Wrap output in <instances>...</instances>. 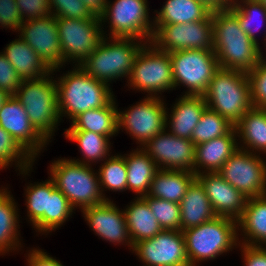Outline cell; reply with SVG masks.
<instances>
[{
  "mask_svg": "<svg viewBox=\"0 0 266 266\" xmlns=\"http://www.w3.org/2000/svg\"><path fill=\"white\" fill-rule=\"evenodd\" d=\"M142 149L156 163L158 169L186 170L194 173L195 145L189 139L167 133L165 129L147 141Z\"/></svg>",
  "mask_w": 266,
  "mask_h": 266,
  "instance_id": "obj_16",
  "label": "cell"
},
{
  "mask_svg": "<svg viewBox=\"0 0 266 266\" xmlns=\"http://www.w3.org/2000/svg\"><path fill=\"white\" fill-rule=\"evenodd\" d=\"M14 161L21 174L28 175L35 160L0 126V170Z\"/></svg>",
  "mask_w": 266,
  "mask_h": 266,
  "instance_id": "obj_37",
  "label": "cell"
},
{
  "mask_svg": "<svg viewBox=\"0 0 266 266\" xmlns=\"http://www.w3.org/2000/svg\"><path fill=\"white\" fill-rule=\"evenodd\" d=\"M28 266H64L42 249H31L28 254Z\"/></svg>",
  "mask_w": 266,
  "mask_h": 266,
  "instance_id": "obj_47",
  "label": "cell"
},
{
  "mask_svg": "<svg viewBox=\"0 0 266 266\" xmlns=\"http://www.w3.org/2000/svg\"><path fill=\"white\" fill-rule=\"evenodd\" d=\"M49 4L55 18L88 20L95 17L81 0H49Z\"/></svg>",
  "mask_w": 266,
  "mask_h": 266,
  "instance_id": "obj_41",
  "label": "cell"
},
{
  "mask_svg": "<svg viewBox=\"0 0 266 266\" xmlns=\"http://www.w3.org/2000/svg\"><path fill=\"white\" fill-rule=\"evenodd\" d=\"M213 52L220 68L250 72L260 62V46L242 30L229 9L212 10Z\"/></svg>",
  "mask_w": 266,
  "mask_h": 266,
  "instance_id": "obj_1",
  "label": "cell"
},
{
  "mask_svg": "<svg viewBox=\"0 0 266 266\" xmlns=\"http://www.w3.org/2000/svg\"><path fill=\"white\" fill-rule=\"evenodd\" d=\"M240 246L245 266H266V246Z\"/></svg>",
  "mask_w": 266,
  "mask_h": 266,
  "instance_id": "obj_46",
  "label": "cell"
},
{
  "mask_svg": "<svg viewBox=\"0 0 266 266\" xmlns=\"http://www.w3.org/2000/svg\"><path fill=\"white\" fill-rule=\"evenodd\" d=\"M236 229L237 220L216 216L199 226L182 231L190 266H196L199 261L213 260L239 245L236 243L239 240Z\"/></svg>",
  "mask_w": 266,
  "mask_h": 266,
  "instance_id": "obj_7",
  "label": "cell"
},
{
  "mask_svg": "<svg viewBox=\"0 0 266 266\" xmlns=\"http://www.w3.org/2000/svg\"><path fill=\"white\" fill-rule=\"evenodd\" d=\"M102 164L98 169L102 194L104 189L111 191L127 190V168L124 155L108 157Z\"/></svg>",
  "mask_w": 266,
  "mask_h": 266,
  "instance_id": "obj_38",
  "label": "cell"
},
{
  "mask_svg": "<svg viewBox=\"0 0 266 266\" xmlns=\"http://www.w3.org/2000/svg\"><path fill=\"white\" fill-rule=\"evenodd\" d=\"M163 230H181L180 205L148 195L143 197Z\"/></svg>",
  "mask_w": 266,
  "mask_h": 266,
  "instance_id": "obj_39",
  "label": "cell"
},
{
  "mask_svg": "<svg viewBox=\"0 0 266 266\" xmlns=\"http://www.w3.org/2000/svg\"><path fill=\"white\" fill-rule=\"evenodd\" d=\"M131 251H135L145 266H190L181 230H163L137 242Z\"/></svg>",
  "mask_w": 266,
  "mask_h": 266,
  "instance_id": "obj_15",
  "label": "cell"
},
{
  "mask_svg": "<svg viewBox=\"0 0 266 266\" xmlns=\"http://www.w3.org/2000/svg\"><path fill=\"white\" fill-rule=\"evenodd\" d=\"M237 226L238 229L240 226L238 231L242 230V236H245L239 244L266 245V195L247 199L243 214L237 220Z\"/></svg>",
  "mask_w": 266,
  "mask_h": 266,
  "instance_id": "obj_26",
  "label": "cell"
},
{
  "mask_svg": "<svg viewBox=\"0 0 266 266\" xmlns=\"http://www.w3.org/2000/svg\"><path fill=\"white\" fill-rule=\"evenodd\" d=\"M218 173L247 198L266 195V162L260 153L238 148Z\"/></svg>",
  "mask_w": 266,
  "mask_h": 266,
  "instance_id": "obj_13",
  "label": "cell"
},
{
  "mask_svg": "<svg viewBox=\"0 0 266 266\" xmlns=\"http://www.w3.org/2000/svg\"><path fill=\"white\" fill-rule=\"evenodd\" d=\"M74 208L67 200V197L55 188L49 197L48 204V233L59 228L69 216L72 215Z\"/></svg>",
  "mask_w": 266,
  "mask_h": 266,
  "instance_id": "obj_40",
  "label": "cell"
},
{
  "mask_svg": "<svg viewBox=\"0 0 266 266\" xmlns=\"http://www.w3.org/2000/svg\"><path fill=\"white\" fill-rule=\"evenodd\" d=\"M166 104L160 96H148L124 112H117L118 132L125 129L142 146L166 129ZM123 127V128H122Z\"/></svg>",
  "mask_w": 266,
  "mask_h": 266,
  "instance_id": "obj_14",
  "label": "cell"
},
{
  "mask_svg": "<svg viewBox=\"0 0 266 266\" xmlns=\"http://www.w3.org/2000/svg\"><path fill=\"white\" fill-rule=\"evenodd\" d=\"M124 158L127 168V190H132L139 197L148 195L151 182L158 170L156 163L142 148L124 155Z\"/></svg>",
  "mask_w": 266,
  "mask_h": 266,
  "instance_id": "obj_29",
  "label": "cell"
},
{
  "mask_svg": "<svg viewBox=\"0 0 266 266\" xmlns=\"http://www.w3.org/2000/svg\"><path fill=\"white\" fill-rule=\"evenodd\" d=\"M0 126L33 158L49 143L31 124L24 106L10 95L0 108Z\"/></svg>",
  "mask_w": 266,
  "mask_h": 266,
  "instance_id": "obj_18",
  "label": "cell"
},
{
  "mask_svg": "<svg viewBox=\"0 0 266 266\" xmlns=\"http://www.w3.org/2000/svg\"><path fill=\"white\" fill-rule=\"evenodd\" d=\"M9 96L5 90L0 89V108Z\"/></svg>",
  "mask_w": 266,
  "mask_h": 266,
  "instance_id": "obj_50",
  "label": "cell"
},
{
  "mask_svg": "<svg viewBox=\"0 0 266 266\" xmlns=\"http://www.w3.org/2000/svg\"><path fill=\"white\" fill-rule=\"evenodd\" d=\"M250 81L251 102L254 108H266V63L259 64L247 73Z\"/></svg>",
  "mask_w": 266,
  "mask_h": 266,
  "instance_id": "obj_42",
  "label": "cell"
},
{
  "mask_svg": "<svg viewBox=\"0 0 266 266\" xmlns=\"http://www.w3.org/2000/svg\"><path fill=\"white\" fill-rule=\"evenodd\" d=\"M206 108L203 95H182L174 104L171 114H166V128L168 125L170 128L168 132L191 140L193 130Z\"/></svg>",
  "mask_w": 266,
  "mask_h": 266,
  "instance_id": "obj_22",
  "label": "cell"
},
{
  "mask_svg": "<svg viewBox=\"0 0 266 266\" xmlns=\"http://www.w3.org/2000/svg\"><path fill=\"white\" fill-rule=\"evenodd\" d=\"M64 133L65 137L70 141L78 143L77 145L80 147L81 153L84 156L82 161L79 159L74 161L84 165H90V162L104 161L107 156H110V137L83 130H65Z\"/></svg>",
  "mask_w": 266,
  "mask_h": 266,
  "instance_id": "obj_34",
  "label": "cell"
},
{
  "mask_svg": "<svg viewBox=\"0 0 266 266\" xmlns=\"http://www.w3.org/2000/svg\"><path fill=\"white\" fill-rule=\"evenodd\" d=\"M237 137L243 141L240 149L255 154L266 153V110L252 107L235 125ZM245 146V147H244ZM246 148V149H245ZM249 148V149H248ZM252 149V150H251ZM258 151V152H257Z\"/></svg>",
  "mask_w": 266,
  "mask_h": 266,
  "instance_id": "obj_30",
  "label": "cell"
},
{
  "mask_svg": "<svg viewBox=\"0 0 266 266\" xmlns=\"http://www.w3.org/2000/svg\"><path fill=\"white\" fill-rule=\"evenodd\" d=\"M157 16L154 25L186 24L207 19L212 9L200 0H167Z\"/></svg>",
  "mask_w": 266,
  "mask_h": 266,
  "instance_id": "obj_27",
  "label": "cell"
},
{
  "mask_svg": "<svg viewBox=\"0 0 266 266\" xmlns=\"http://www.w3.org/2000/svg\"><path fill=\"white\" fill-rule=\"evenodd\" d=\"M118 108L113 99L107 106L80 113L72 120L71 127L65 130L92 131L112 137L118 133Z\"/></svg>",
  "mask_w": 266,
  "mask_h": 266,
  "instance_id": "obj_31",
  "label": "cell"
},
{
  "mask_svg": "<svg viewBox=\"0 0 266 266\" xmlns=\"http://www.w3.org/2000/svg\"><path fill=\"white\" fill-rule=\"evenodd\" d=\"M63 55V64L70 61L80 65L95 51L105 37L100 17L92 19L56 18ZM70 60V61H69Z\"/></svg>",
  "mask_w": 266,
  "mask_h": 266,
  "instance_id": "obj_11",
  "label": "cell"
},
{
  "mask_svg": "<svg viewBox=\"0 0 266 266\" xmlns=\"http://www.w3.org/2000/svg\"><path fill=\"white\" fill-rule=\"evenodd\" d=\"M217 216L238 220L246 206L247 197L235 189L218 172L196 175Z\"/></svg>",
  "mask_w": 266,
  "mask_h": 266,
  "instance_id": "obj_20",
  "label": "cell"
},
{
  "mask_svg": "<svg viewBox=\"0 0 266 266\" xmlns=\"http://www.w3.org/2000/svg\"><path fill=\"white\" fill-rule=\"evenodd\" d=\"M81 211L94 233L115 245L126 242L133 250L124 211L119 210L111 199Z\"/></svg>",
  "mask_w": 266,
  "mask_h": 266,
  "instance_id": "obj_19",
  "label": "cell"
},
{
  "mask_svg": "<svg viewBox=\"0 0 266 266\" xmlns=\"http://www.w3.org/2000/svg\"><path fill=\"white\" fill-rule=\"evenodd\" d=\"M18 32L51 70L56 72L63 67L56 18L52 14L23 21Z\"/></svg>",
  "mask_w": 266,
  "mask_h": 266,
  "instance_id": "obj_17",
  "label": "cell"
},
{
  "mask_svg": "<svg viewBox=\"0 0 266 266\" xmlns=\"http://www.w3.org/2000/svg\"><path fill=\"white\" fill-rule=\"evenodd\" d=\"M7 188L0 189V254L16 250L21 246L19 242V214L18 209ZM18 233V234H17ZM13 248V249H12Z\"/></svg>",
  "mask_w": 266,
  "mask_h": 266,
  "instance_id": "obj_33",
  "label": "cell"
},
{
  "mask_svg": "<svg viewBox=\"0 0 266 266\" xmlns=\"http://www.w3.org/2000/svg\"><path fill=\"white\" fill-rule=\"evenodd\" d=\"M136 198L123 210L133 245L163 231L147 201L143 197L137 196Z\"/></svg>",
  "mask_w": 266,
  "mask_h": 266,
  "instance_id": "obj_28",
  "label": "cell"
},
{
  "mask_svg": "<svg viewBox=\"0 0 266 266\" xmlns=\"http://www.w3.org/2000/svg\"><path fill=\"white\" fill-rule=\"evenodd\" d=\"M22 83L17 71L11 65L6 56L0 53V89L9 95H14Z\"/></svg>",
  "mask_w": 266,
  "mask_h": 266,
  "instance_id": "obj_43",
  "label": "cell"
},
{
  "mask_svg": "<svg viewBox=\"0 0 266 266\" xmlns=\"http://www.w3.org/2000/svg\"><path fill=\"white\" fill-rule=\"evenodd\" d=\"M74 159H58L50 165V177L72 207L82 210L109 200L102 194L97 172ZM96 174V175H95Z\"/></svg>",
  "mask_w": 266,
  "mask_h": 266,
  "instance_id": "obj_5",
  "label": "cell"
},
{
  "mask_svg": "<svg viewBox=\"0 0 266 266\" xmlns=\"http://www.w3.org/2000/svg\"><path fill=\"white\" fill-rule=\"evenodd\" d=\"M107 1L101 22L110 20L108 38H136L151 42L154 35V22L149 20L147 0ZM112 35V36H111ZM146 38V39H145Z\"/></svg>",
  "mask_w": 266,
  "mask_h": 266,
  "instance_id": "obj_10",
  "label": "cell"
},
{
  "mask_svg": "<svg viewBox=\"0 0 266 266\" xmlns=\"http://www.w3.org/2000/svg\"><path fill=\"white\" fill-rule=\"evenodd\" d=\"M107 39L104 37L95 51L79 66L96 80L110 85L114 79H129L134 58L145 41L139 42L136 38Z\"/></svg>",
  "mask_w": 266,
  "mask_h": 266,
  "instance_id": "obj_6",
  "label": "cell"
},
{
  "mask_svg": "<svg viewBox=\"0 0 266 266\" xmlns=\"http://www.w3.org/2000/svg\"><path fill=\"white\" fill-rule=\"evenodd\" d=\"M174 87L182 84L185 95H203L220 68L216 54L208 50H181L169 53Z\"/></svg>",
  "mask_w": 266,
  "mask_h": 266,
  "instance_id": "obj_9",
  "label": "cell"
},
{
  "mask_svg": "<svg viewBox=\"0 0 266 266\" xmlns=\"http://www.w3.org/2000/svg\"><path fill=\"white\" fill-rule=\"evenodd\" d=\"M195 179L196 175L190 171L158 169L148 196L179 204Z\"/></svg>",
  "mask_w": 266,
  "mask_h": 266,
  "instance_id": "obj_25",
  "label": "cell"
},
{
  "mask_svg": "<svg viewBox=\"0 0 266 266\" xmlns=\"http://www.w3.org/2000/svg\"><path fill=\"white\" fill-rule=\"evenodd\" d=\"M128 81L130 87L147 92L149 96L158 97L157 93L175 89L169 53L151 42L144 43L134 58Z\"/></svg>",
  "mask_w": 266,
  "mask_h": 266,
  "instance_id": "obj_8",
  "label": "cell"
},
{
  "mask_svg": "<svg viewBox=\"0 0 266 266\" xmlns=\"http://www.w3.org/2000/svg\"><path fill=\"white\" fill-rule=\"evenodd\" d=\"M179 205L181 231L199 226L217 216L203 186L197 179L191 183Z\"/></svg>",
  "mask_w": 266,
  "mask_h": 266,
  "instance_id": "obj_23",
  "label": "cell"
},
{
  "mask_svg": "<svg viewBox=\"0 0 266 266\" xmlns=\"http://www.w3.org/2000/svg\"><path fill=\"white\" fill-rule=\"evenodd\" d=\"M264 40H265V46H266V39L264 38ZM260 61H263V62H265L266 63V58L263 56V52H260Z\"/></svg>",
  "mask_w": 266,
  "mask_h": 266,
  "instance_id": "obj_51",
  "label": "cell"
},
{
  "mask_svg": "<svg viewBox=\"0 0 266 266\" xmlns=\"http://www.w3.org/2000/svg\"><path fill=\"white\" fill-rule=\"evenodd\" d=\"M235 127L226 135L195 145L194 174L218 172L223 164L238 150ZM204 169L200 170V169ZM202 171V172H201Z\"/></svg>",
  "mask_w": 266,
  "mask_h": 266,
  "instance_id": "obj_21",
  "label": "cell"
},
{
  "mask_svg": "<svg viewBox=\"0 0 266 266\" xmlns=\"http://www.w3.org/2000/svg\"><path fill=\"white\" fill-rule=\"evenodd\" d=\"M84 5L95 15L100 17L106 8L108 0H81Z\"/></svg>",
  "mask_w": 266,
  "mask_h": 266,
  "instance_id": "obj_48",
  "label": "cell"
},
{
  "mask_svg": "<svg viewBox=\"0 0 266 266\" xmlns=\"http://www.w3.org/2000/svg\"><path fill=\"white\" fill-rule=\"evenodd\" d=\"M22 80L38 79L52 70L20 36L2 52Z\"/></svg>",
  "mask_w": 266,
  "mask_h": 266,
  "instance_id": "obj_24",
  "label": "cell"
},
{
  "mask_svg": "<svg viewBox=\"0 0 266 266\" xmlns=\"http://www.w3.org/2000/svg\"><path fill=\"white\" fill-rule=\"evenodd\" d=\"M209 6L212 10L229 8L235 0H200Z\"/></svg>",
  "mask_w": 266,
  "mask_h": 266,
  "instance_id": "obj_49",
  "label": "cell"
},
{
  "mask_svg": "<svg viewBox=\"0 0 266 266\" xmlns=\"http://www.w3.org/2000/svg\"><path fill=\"white\" fill-rule=\"evenodd\" d=\"M207 107L236 125L250 110V81L248 74L239 70L219 68L203 94Z\"/></svg>",
  "mask_w": 266,
  "mask_h": 266,
  "instance_id": "obj_3",
  "label": "cell"
},
{
  "mask_svg": "<svg viewBox=\"0 0 266 266\" xmlns=\"http://www.w3.org/2000/svg\"><path fill=\"white\" fill-rule=\"evenodd\" d=\"M234 127L228 119L207 107L193 130L191 141L194 145L202 144L228 134Z\"/></svg>",
  "mask_w": 266,
  "mask_h": 266,
  "instance_id": "obj_35",
  "label": "cell"
},
{
  "mask_svg": "<svg viewBox=\"0 0 266 266\" xmlns=\"http://www.w3.org/2000/svg\"><path fill=\"white\" fill-rule=\"evenodd\" d=\"M58 77V112L73 120L80 113L107 106L114 95L109 84L88 75L79 65ZM60 78V79H59Z\"/></svg>",
  "mask_w": 266,
  "mask_h": 266,
  "instance_id": "obj_2",
  "label": "cell"
},
{
  "mask_svg": "<svg viewBox=\"0 0 266 266\" xmlns=\"http://www.w3.org/2000/svg\"><path fill=\"white\" fill-rule=\"evenodd\" d=\"M53 72L38 79L22 80L14 94L24 106L31 124L47 141L62 120L58 112L57 83L50 75Z\"/></svg>",
  "mask_w": 266,
  "mask_h": 266,
  "instance_id": "obj_4",
  "label": "cell"
},
{
  "mask_svg": "<svg viewBox=\"0 0 266 266\" xmlns=\"http://www.w3.org/2000/svg\"><path fill=\"white\" fill-rule=\"evenodd\" d=\"M263 4H264V6L266 7V0H260Z\"/></svg>",
  "mask_w": 266,
  "mask_h": 266,
  "instance_id": "obj_52",
  "label": "cell"
},
{
  "mask_svg": "<svg viewBox=\"0 0 266 266\" xmlns=\"http://www.w3.org/2000/svg\"><path fill=\"white\" fill-rule=\"evenodd\" d=\"M17 6L15 0H0V25L14 29V32L19 31L22 24V16Z\"/></svg>",
  "mask_w": 266,
  "mask_h": 266,
  "instance_id": "obj_45",
  "label": "cell"
},
{
  "mask_svg": "<svg viewBox=\"0 0 266 266\" xmlns=\"http://www.w3.org/2000/svg\"><path fill=\"white\" fill-rule=\"evenodd\" d=\"M55 184L50 178L45 182L30 184L25 189L27 216L39 233H48V204Z\"/></svg>",
  "mask_w": 266,
  "mask_h": 266,
  "instance_id": "obj_32",
  "label": "cell"
},
{
  "mask_svg": "<svg viewBox=\"0 0 266 266\" xmlns=\"http://www.w3.org/2000/svg\"><path fill=\"white\" fill-rule=\"evenodd\" d=\"M151 43L168 53L188 49L213 51L212 13L202 21L154 25Z\"/></svg>",
  "mask_w": 266,
  "mask_h": 266,
  "instance_id": "obj_12",
  "label": "cell"
},
{
  "mask_svg": "<svg viewBox=\"0 0 266 266\" xmlns=\"http://www.w3.org/2000/svg\"><path fill=\"white\" fill-rule=\"evenodd\" d=\"M229 9L238 17L242 30L252 41L260 45L255 34L257 31L254 28L256 26L258 28L261 22H263L262 25L266 24V7L264 4L260 0H235ZM255 19H258L257 22H254ZM264 36L266 38V34Z\"/></svg>",
  "mask_w": 266,
  "mask_h": 266,
  "instance_id": "obj_36",
  "label": "cell"
},
{
  "mask_svg": "<svg viewBox=\"0 0 266 266\" xmlns=\"http://www.w3.org/2000/svg\"><path fill=\"white\" fill-rule=\"evenodd\" d=\"M17 8L25 20L46 17L51 14L49 0H15ZM25 17V18H24ZM27 18V19H26Z\"/></svg>",
  "mask_w": 266,
  "mask_h": 266,
  "instance_id": "obj_44",
  "label": "cell"
}]
</instances>
